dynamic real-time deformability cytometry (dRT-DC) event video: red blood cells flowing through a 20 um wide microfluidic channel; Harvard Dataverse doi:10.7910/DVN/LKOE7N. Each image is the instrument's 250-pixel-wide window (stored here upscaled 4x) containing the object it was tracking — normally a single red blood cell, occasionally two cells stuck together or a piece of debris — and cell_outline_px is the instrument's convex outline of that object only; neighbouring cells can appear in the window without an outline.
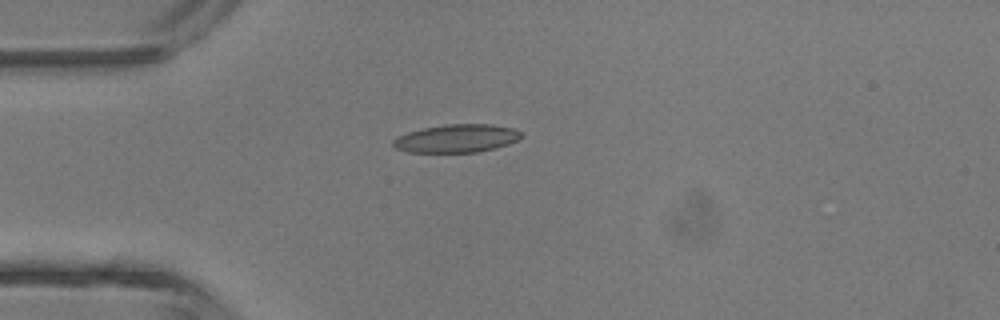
{"species": "common noctule bat (a hibernating species)", "species_latin": "Nyctalus noctula", "temperature_condition": "room temperature", "stored_images_in_passage": 5, "camera_frame_rate_fps": 3000, "um_per_image_px": 0.085, "animal": {"sex": "male", "body_mass_g": 13.3}, "frame": {"image": 1, "passage_image": 4, "time_ms": 3.667, "image_size_px": [1000, 320], "cell_outline_px": [[524, 136], [508, 144], [496, 148], [476, 152], [408, 152], [396, 148], [392, 144], [392, 140], [396, 136], [408, 132], [424, 128], [444, 124], [492, 124], [512, 128], [524, 132]], "centroid_in_image_um": [38.83, 11.76], "position_along_channel_um": 46.2, "area_um2": 21.1}}